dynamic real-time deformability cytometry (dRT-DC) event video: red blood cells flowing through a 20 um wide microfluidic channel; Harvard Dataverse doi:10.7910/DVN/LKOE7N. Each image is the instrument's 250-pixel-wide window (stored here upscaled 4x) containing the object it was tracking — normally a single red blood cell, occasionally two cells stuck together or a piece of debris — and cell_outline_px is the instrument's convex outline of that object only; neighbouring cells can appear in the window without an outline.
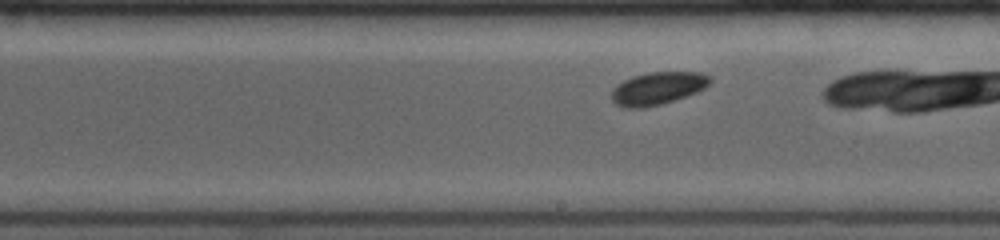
{"species": "common noctule bat (a hibernating species)", "species_latin": "Nyctalus noctula", "temperature_condition": "room temperature", "stored_images_in_passage": 36, "camera_frame_rate_fps": 4000, "um_per_image_px": 0.085, "animal": {"sex": "female", "body_mass_g": 19.0, "forearm_length_mm": 53.3}, "frame": {"image": 1, "passage_image": 15, "time_ms": 4.0, "image_size_px": [1000, 240], "cell_outline_px": [[712, 80], [704, 88], [696, 92], [660, 104], [644, 108], [624, 108], [616, 104], [612, 100], [612, 88], [616, 84], [632, 76], [648, 72], [700, 72], [712, 76]], "centroid_in_image_um": [55.88, 7.49], "position_along_channel_um": 233.1, "area_um2": 18.73}}